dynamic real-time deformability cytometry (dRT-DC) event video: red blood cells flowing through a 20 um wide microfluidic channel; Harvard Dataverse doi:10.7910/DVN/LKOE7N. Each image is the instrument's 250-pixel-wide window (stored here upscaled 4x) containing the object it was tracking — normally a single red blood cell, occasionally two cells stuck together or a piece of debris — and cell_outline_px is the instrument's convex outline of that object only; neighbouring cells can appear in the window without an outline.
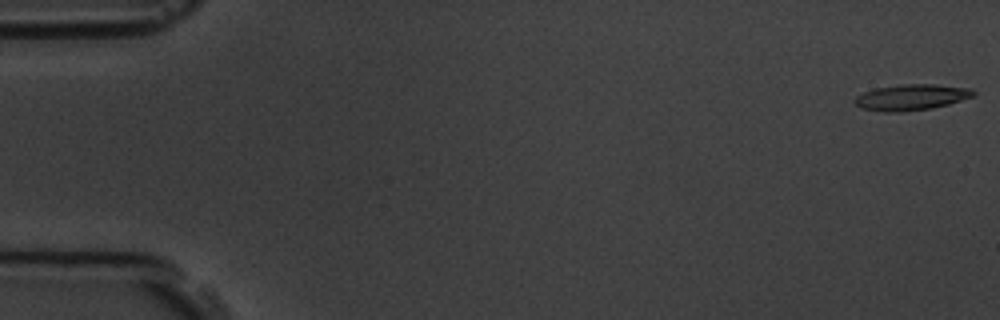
{"species": "common noctule bat (a hibernating species)", "species_latin": "Nyctalus noctula", "temperature_condition": "room temperature", "stored_images_in_passage": 6, "camera_frame_rate_fps": 3000, "um_per_image_px": 0.085, "animal": {"sex": "male", "body_mass_g": 19.5, "forearm_length_mm": 54.6}, "frame": {"image": 1, "passage_image": 1, "time_ms": 0.0, "image_size_px": [1000, 320], "cell_outline_px": [[976, 96], [948, 104], [932, 108], [904, 112], [884, 112], [860, 108], [852, 100], [856, 96], [864, 92], [876, 88], [900, 84], [936, 84], [972, 88], [976, 92]], "centroid_in_image_um": [77.48, 8.27], "position_along_channel_um": 7.5, "area_um2": 18.21}}